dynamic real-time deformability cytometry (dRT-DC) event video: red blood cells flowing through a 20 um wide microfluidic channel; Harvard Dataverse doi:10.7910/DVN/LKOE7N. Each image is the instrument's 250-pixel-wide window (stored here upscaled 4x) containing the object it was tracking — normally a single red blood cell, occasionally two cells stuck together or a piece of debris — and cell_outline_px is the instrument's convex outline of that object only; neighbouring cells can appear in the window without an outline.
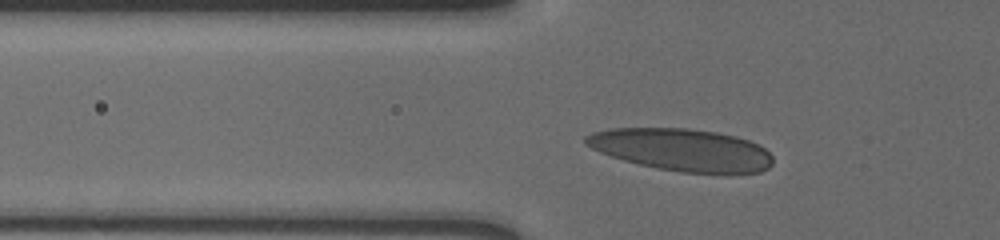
{"species": "human", "species_latin": "Homo sapiens", "temperature_condition": "cold", "stored_images_in_passage": 45, "camera_frame_rate_fps": 3000, "um_per_image_px": 0.085, "donor": {"sex": "male"}, "frame": {"image": 1, "passage_image": 15, "time_ms": 4.667, "image_size_px": [1000, 240], "cell_outline_px": [[772, 164], [768, 168], [760, 172], [728, 176], [680, 172], [656, 168], [624, 160], [600, 152], [584, 144], [584, 136], [592, 132], [608, 128], [688, 128], [716, 132], [736, 136], [760, 144], [772, 156]], "centroid_in_image_um": [58.01, 12.76], "position_along_channel_um": 67.8, "area_um2": 47.05}}
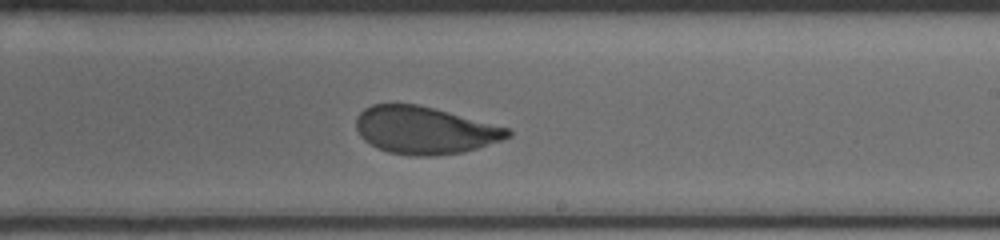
{"frame": {"image": 2, "passage_image": 30, "time_ms": 9.667, "image_size_px": [1000, 240], "cell_outline_px": [[512, 136], [464, 152], [432, 156], [408, 156], [388, 152], [376, 148], [364, 140], [360, 136], [356, 128], [356, 116], [364, 108], [372, 104], [416, 104], [448, 112], [508, 128], [512, 132]], "centroid_in_image_um": [36.04, 11.08], "position_along_channel_um": 253.0, "area_um2": 41.73}}
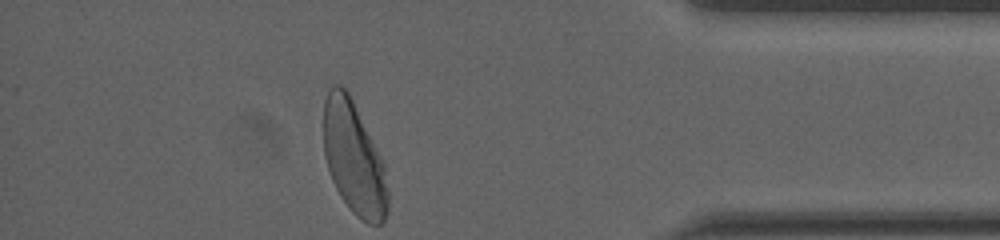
{"frame": {"image": 3, "passage_image": 45, "time_ms": 14.667, "image_size_px": [1000, 240], "cell_outline_px": [[388, 212], [384, 220], [380, 224], [368, 224], [356, 216], [352, 212], [340, 196], [332, 180], [324, 156], [324, 100], [328, 88], [332, 84], [340, 84], [348, 92], [384, 164], [388, 192]], "centroid_in_image_um": [30.06, 13.47], "position_along_channel_um": 405.1, "area_um2": 42.02}, "authors_computed_cell_mechanics": {"area_um2": 42.3096, "velocity_mm_per_s": 3.589, "shape_relaxation_time_tau1_ms": 3.5335, "shape_relaxation_time_tau2_ms": null, "deformation_change_tau1": 0.1445, "deformation_change_tau2": null}}